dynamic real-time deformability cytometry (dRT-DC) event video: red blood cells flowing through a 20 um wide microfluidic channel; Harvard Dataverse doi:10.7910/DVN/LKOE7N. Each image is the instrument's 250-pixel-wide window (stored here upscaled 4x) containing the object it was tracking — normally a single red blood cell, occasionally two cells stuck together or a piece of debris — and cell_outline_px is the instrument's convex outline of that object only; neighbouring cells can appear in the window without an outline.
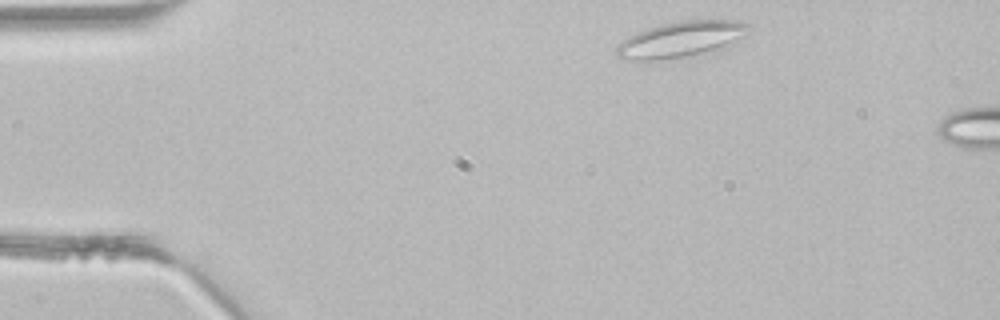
{"species": "common noctule bat (a hibernating species)", "species_latin": "Nyctalus noctula", "temperature_condition": "room temperature", "stored_images_in_passage": 2, "camera_frame_rate_fps": 3000, "um_per_image_px": 0.085, "animal": {"sex": "male", "body_mass_g": 21.5, "forearm_length_mm": 52.0}, "frame": {"image": 1, "passage_image": 1, "time_ms": 0.0, "image_size_px": [1000, 320], "cell_outline_px": [[752, 32], [728, 48], [712, 52], [664, 60], [620, 60], [612, 52], [628, 36], [636, 32], [660, 24], [680, 20], [740, 20], [752, 24]], "centroid_in_image_um": [57.98, 3.35], "position_along_channel_um": 27.0, "area_um2": 28.78}}